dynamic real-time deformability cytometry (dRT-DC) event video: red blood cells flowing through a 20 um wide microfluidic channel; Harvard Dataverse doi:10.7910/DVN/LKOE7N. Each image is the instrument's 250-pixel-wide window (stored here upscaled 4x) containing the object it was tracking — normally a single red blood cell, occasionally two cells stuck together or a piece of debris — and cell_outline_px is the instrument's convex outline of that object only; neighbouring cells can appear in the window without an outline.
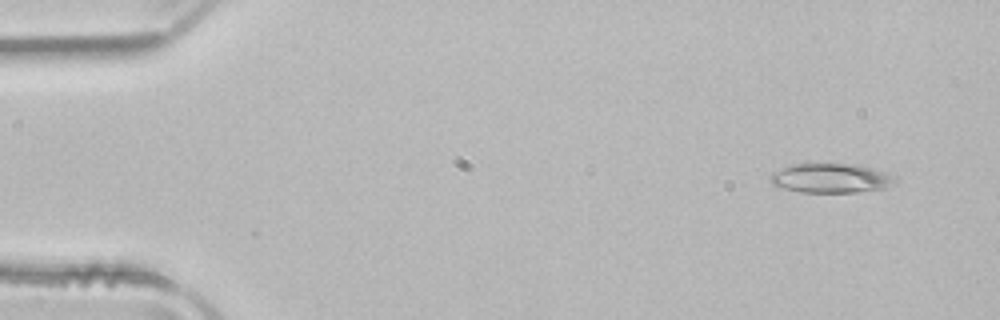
{"species": "common noctule bat (a hibernating species)", "species_latin": "Nyctalus noctula", "temperature_condition": "room temperature", "stored_images_in_passage": 51, "camera_frame_rate_fps": 3000, "um_per_image_px": 0.085, "animal": {"sex": "male", "body_mass_g": 21.5, "forearm_length_mm": 52.0}, "frame": {"image": 1, "passage_image": 4, "time_ms": 1.0, "image_size_px": [1000, 320], "cell_outline_px": [[896, 180], [884, 188], [856, 192], [800, 192], [784, 188], [772, 184], [772, 172], [792, 164], [856, 164], [872, 168], [884, 172]], "centroid_in_image_um": [70.59, 15.14], "position_along_channel_um": 14.4, "area_um2": 20.87}}
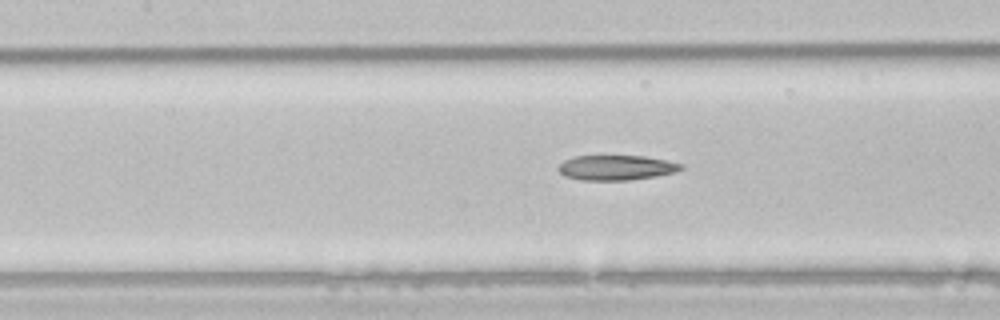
{"frame": {"image": 2, "passage_image": 23, "time_ms": 7.333, "image_size_px": [1000, 320], "cell_outline_px": [[684, 168], [672, 172], [656, 176], [628, 180], [580, 180], [564, 176], [556, 168], [564, 160], [576, 156], [644, 156], [684, 164]], "centroid_in_image_um": [52.34, 14.25], "position_along_channel_um": 155.1, "area_um2": 17.74}}
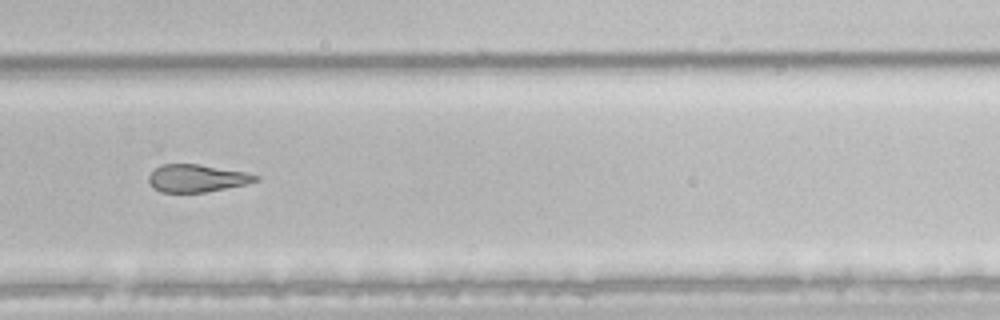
{"frame": {"image": 3, "passage_image": 35, "time_ms": 11.333, "image_size_px": [1000, 320], "cell_outline_px": [[260, 180], [244, 184], [204, 192], [160, 192], [148, 180], [148, 176], [156, 168], [164, 164], [200, 164], [244, 172], [260, 176]], "centroid_in_image_um": [16.74, 15.14], "position_along_channel_um": 313.1, "area_um2": 16.82}, "authors_computed_cell_mechanics": {"area_um2": 20.23, "velocity_mm_per_s": 3.9749, "shape_relaxation_time_tau1_ms": null, "shape_relaxation_time_tau2_ms": 4.6621, "deformation_change_tau1": null, "deformation_change_tau2": 0.1498}}